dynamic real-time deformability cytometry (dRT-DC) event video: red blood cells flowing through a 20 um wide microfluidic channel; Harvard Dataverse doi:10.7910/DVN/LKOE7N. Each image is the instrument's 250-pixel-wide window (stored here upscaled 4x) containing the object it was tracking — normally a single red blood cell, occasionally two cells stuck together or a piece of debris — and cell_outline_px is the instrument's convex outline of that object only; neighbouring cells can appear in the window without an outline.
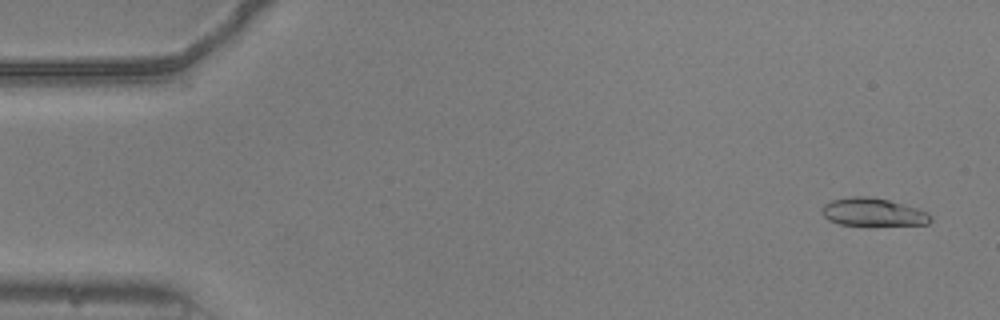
{"species": "common noctule bat (a hibernating species)", "species_latin": "Nyctalus noctula", "temperature_condition": "warm", "stored_images_in_passage": 18, "camera_frame_rate_fps": 3000, "um_per_image_px": 0.085, "animal": {"sex": "male", "body_mass_g": 20.5, "forearm_length_mm": 52.5}, "frame": {"image": 1, "passage_image": 3, "time_ms": 0.667, "image_size_px": [1000, 320], "cell_outline_px": [[932, 220], [928, 224], [840, 224], [828, 220], [824, 216], [820, 208], [824, 204], [832, 200], [852, 196], [868, 196], [888, 200], [916, 208], [928, 212], [932, 216]], "centroid_in_image_um": [74.18, 18.01], "position_along_channel_um": 10.8, "area_um2": 17.34}}
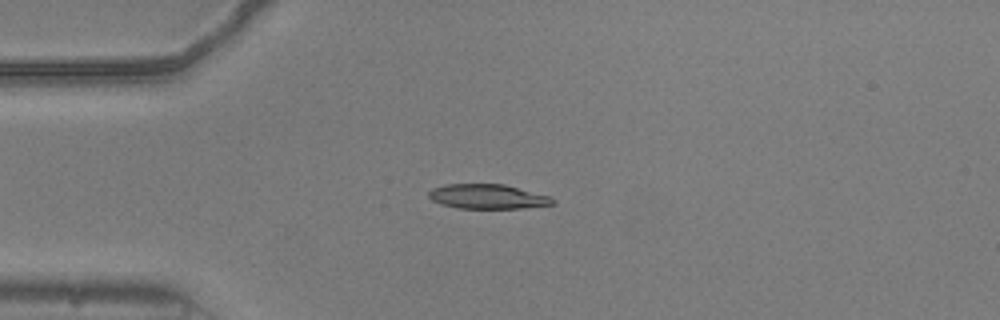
{"frame": {"image": 2, "passage_image": 14, "time_ms": 4.333, "image_size_px": [1000, 320], "cell_outline_px": [[556, 204], [524, 208], [456, 208], [440, 204], [432, 200], [428, 196], [428, 192], [432, 188], [444, 184], [504, 184], [552, 196], [556, 200]], "centroid_in_image_um": [41.48, 16.71], "position_along_channel_um": 43.5, "area_um2": 18.03}}